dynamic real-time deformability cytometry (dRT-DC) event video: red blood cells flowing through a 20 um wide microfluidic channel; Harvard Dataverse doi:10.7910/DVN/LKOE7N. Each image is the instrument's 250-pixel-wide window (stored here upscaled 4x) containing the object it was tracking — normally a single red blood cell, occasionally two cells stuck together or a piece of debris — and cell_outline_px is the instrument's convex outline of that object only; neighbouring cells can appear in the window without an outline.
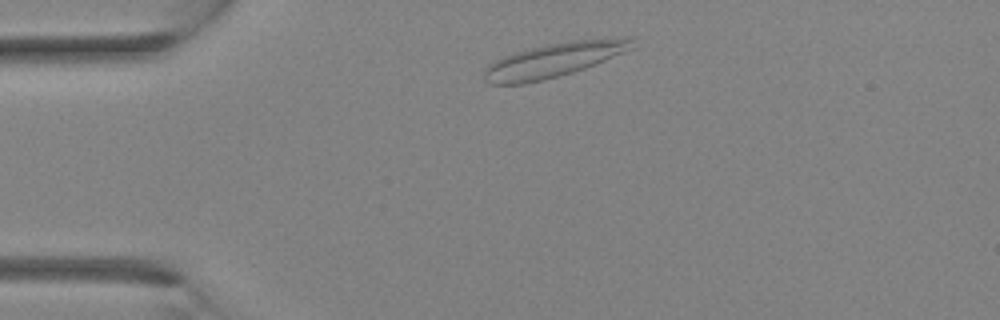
{"species": "Egyptian fruit bat (a non-hibernating species)", "species_latin": "Rousettus aegyptiacus", "temperature_condition": "room temperature", "stored_images_in_passage": 1, "camera_frame_rate_fps": 3000, "um_per_image_px": 0.085, "animal": {"sex": "female"}, "frame": {"image": 1, "passage_image": 1, "time_ms": 0.0, "image_size_px": [1000, 320], "cell_outline_px": [[636, 36], [632, 48], [604, 60], [584, 68], [572, 72], [524, 84], [488, 84], [484, 80], [484, 68], [488, 64], [512, 52], [548, 44], [572, 40], [624, 36]], "centroid_in_image_um": [47.08, 5.07], "position_along_channel_um": 37.9, "area_um2": 29.59}}